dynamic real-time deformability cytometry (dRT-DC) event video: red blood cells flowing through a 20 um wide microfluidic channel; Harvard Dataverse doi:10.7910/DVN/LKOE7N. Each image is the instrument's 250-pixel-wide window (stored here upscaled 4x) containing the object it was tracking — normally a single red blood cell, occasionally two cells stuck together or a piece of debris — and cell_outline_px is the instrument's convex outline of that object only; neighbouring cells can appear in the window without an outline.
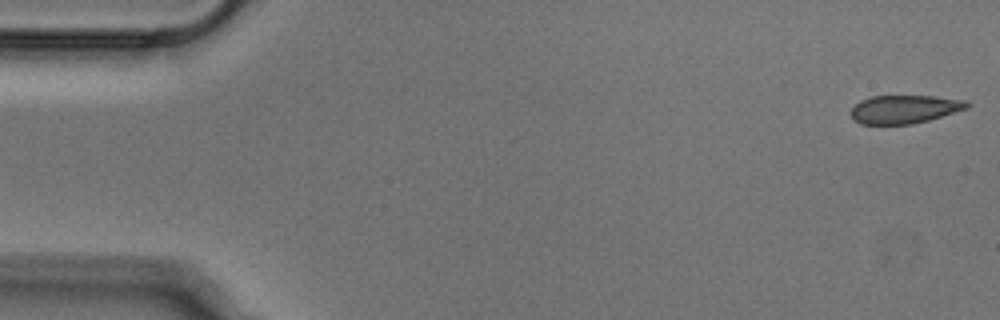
{"species": "Egyptian fruit bat (a non-hibernating species)", "species_latin": "Rousettus aegyptiacus", "temperature_condition": "cold", "stored_images_in_passage": 50, "camera_frame_rate_fps": 3000, "um_per_image_px": 0.085, "animal": {"sex": "male"}, "frame": {"image": 1, "passage_image": 1, "time_ms": 0.0, "image_size_px": [1000, 320], "cell_outline_px": [[972, 104], [968, 108], [928, 120], [912, 124], [860, 124], [852, 120], [852, 108], [860, 100], [872, 96], [936, 96], [964, 100]], "centroid_in_image_um": [76.88, 9.28], "position_along_channel_um": 8.1, "area_um2": 19.13}}
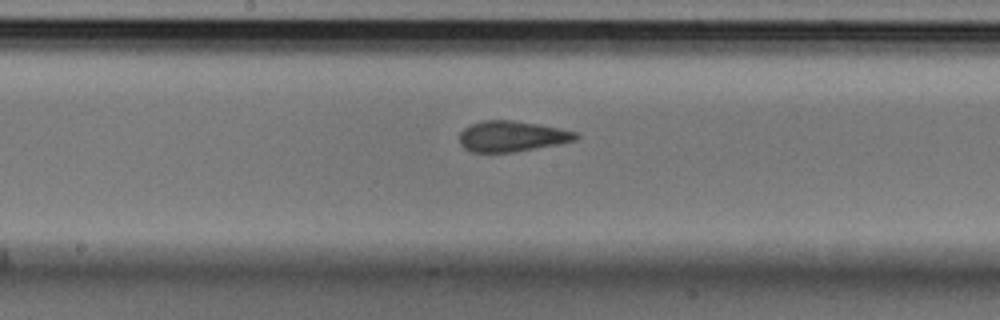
{"frame": {"image": 2, "passage_image": 26, "time_ms": 8.333, "image_size_px": [1000, 320], "cell_outline_px": [[580, 136], [576, 140], [560, 144], [512, 152], [472, 152], [464, 148], [460, 144], [460, 132], [464, 128], [472, 124], [484, 120], [512, 120], [536, 124], [580, 132]], "centroid_in_image_um": [43.54, 11.59], "position_along_channel_um": 204.7, "area_um2": 20.81}}
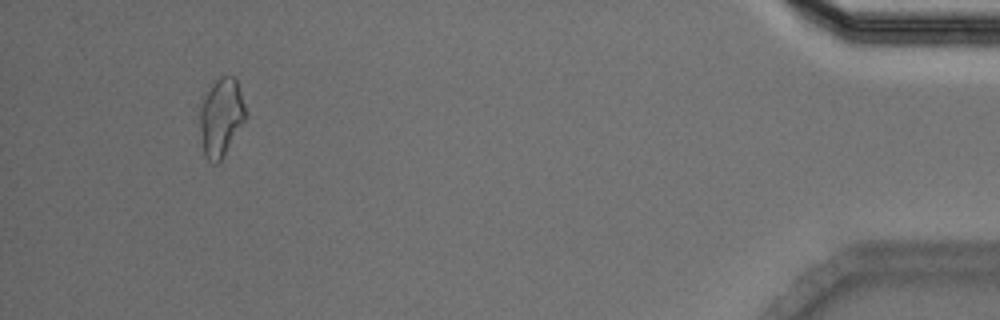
{"frame": {"image": 3, "passage_image": 48, "time_ms": 15.667, "image_size_px": [1000, 320], "cell_outline_px": [[244, 120], [224, 156], [216, 164], [212, 164], [204, 156], [200, 128], [200, 108], [208, 92], [216, 80], [220, 76], [232, 76], [236, 80], [244, 104]], "centroid_in_image_um": [18.77, 10.01], "position_along_channel_um": 416.4, "area_um2": 20.11}}